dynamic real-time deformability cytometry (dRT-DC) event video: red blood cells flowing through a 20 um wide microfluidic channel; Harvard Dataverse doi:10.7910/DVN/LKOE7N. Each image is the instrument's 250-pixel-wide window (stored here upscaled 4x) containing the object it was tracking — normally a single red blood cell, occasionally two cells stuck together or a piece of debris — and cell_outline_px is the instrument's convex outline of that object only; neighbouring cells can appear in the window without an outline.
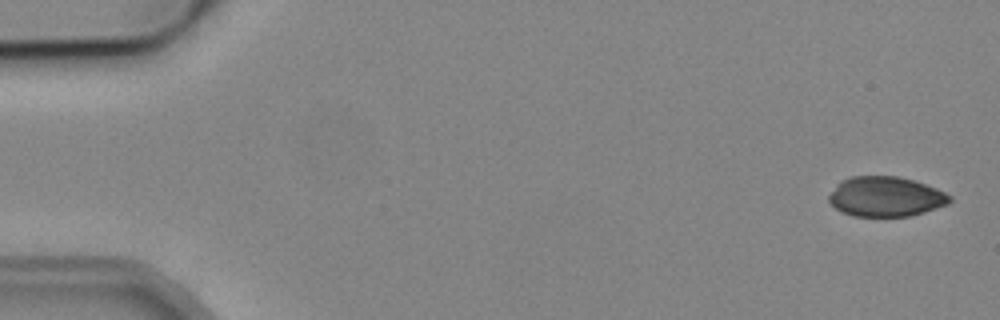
{"species": "common noctule bat (a hibernating species)", "species_latin": "Nyctalus noctula", "temperature_condition": "cold", "stored_images_in_passage": 4, "camera_frame_rate_fps": 3000, "um_per_image_px": 0.085, "animal": {"sex": "male", "body_mass_g": 19.2, "forearm_length_mm": 51.8}, "frame": {"image": 1, "passage_image": 1, "time_ms": 0.0, "image_size_px": [1000, 320], "cell_outline_px": [[952, 200], [948, 204], [912, 216], [852, 216], [840, 212], [828, 200], [828, 196], [836, 184], [840, 180], [852, 176], [896, 176], [912, 180], [936, 188], [952, 196]], "centroid_in_image_um": [75.26, 16.72], "position_along_channel_um": 9.7, "area_um2": 28.21}}